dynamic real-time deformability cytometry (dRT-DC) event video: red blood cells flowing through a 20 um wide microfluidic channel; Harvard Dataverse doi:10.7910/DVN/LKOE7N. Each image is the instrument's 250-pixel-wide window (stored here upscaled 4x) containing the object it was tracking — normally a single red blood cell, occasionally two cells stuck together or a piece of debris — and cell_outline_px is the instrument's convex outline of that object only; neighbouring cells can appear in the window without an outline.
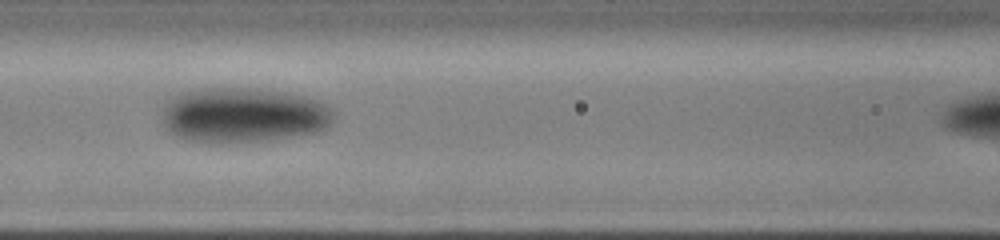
{"species": "human", "species_latin": "Homo sapiens", "temperature_condition": "cold", "stored_images_in_passage": 10, "segment_of_instrument_passage": [1, 2], "camera_frame_rate_fps": 3000, "um_per_image_px": 0.085, "donor": {"sex": "male"}, "frame": {"image": 1, "passage_image": 6, "time_ms": 4.333, "image_size_px": [1000, 240], "cell_outline_px": [[332, 120], [328, 128], [316, 132], [272, 140], [188, 140], [176, 136], [168, 132], [164, 128], [164, 104], [172, 96], [184, 92], [200, 88], [256, 88], [284, 92], [304, 96], [316, 100], [324, 104], [332, 112]], "centroid_in_image_um": [20.67, 9.75], "position_along_channel_um": 145.9, "area_um2": 54.16}}
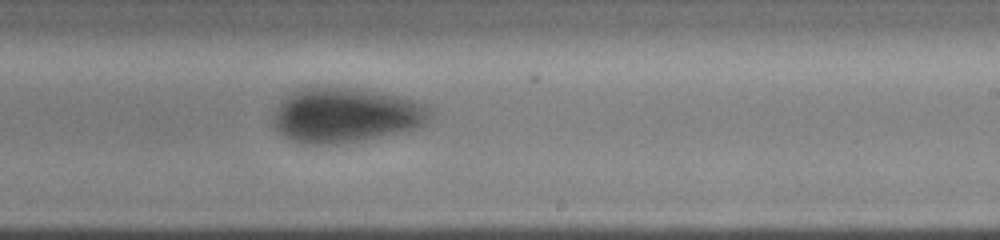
{"frame": {"image": 2, "passage_image": 9, "time_ms": 7.0, "image_size_px": [1000, 240], "cell_outline_px": [[432, 116], [420, 128], [364, 140], [336, 144], [308, 144], [292, 140], [284, 136], [272, 124], [272, 116], [280, 100], [292, 92], [300, 88], [320, 84], [356, 88], [396, 96], [412, 100], [424, 104], [432, 112]], "centroid_in_image_um": [29.34, 9.77], "position_along_channel_um": 259.7, "area_um2": 50.75}}